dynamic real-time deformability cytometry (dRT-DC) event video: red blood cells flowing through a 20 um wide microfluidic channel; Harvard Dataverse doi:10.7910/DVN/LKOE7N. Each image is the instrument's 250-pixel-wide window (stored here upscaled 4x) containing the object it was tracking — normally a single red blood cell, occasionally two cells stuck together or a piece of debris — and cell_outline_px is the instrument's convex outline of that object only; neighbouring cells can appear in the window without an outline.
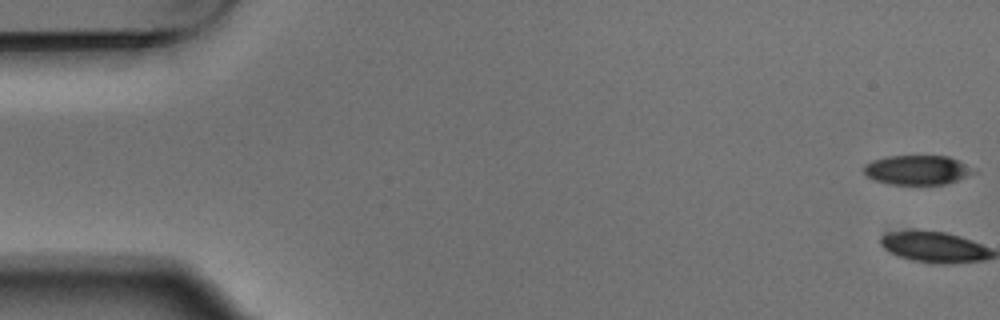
{"species": "Egyptian fruit bat (a non-hibernating species)", "species_latin": "Rousettus aegyptiacus", "temperature_condition": "warm", "stored_images_in_passage": 6, "camera_frame_rate_fps": 3000, "um_per_image_px": 0.085, "animal": {"sex": "male"}, "frame": {"image": 1, "passage_image": 1, "time_ms": 0.0, "image_size_px": [1000, 320], "cell_outline_px": [[976, 172], [956, 180], [944, 184], [888, 184], [872, 180], [864, 172], [864, 164], [872, 160], [888, 156], [948, 156], [960, 160]], "centroid_in_image_um": [77.92, 14.44], "position_along_channel_um": 7.1, "area_um2": 18.73}}
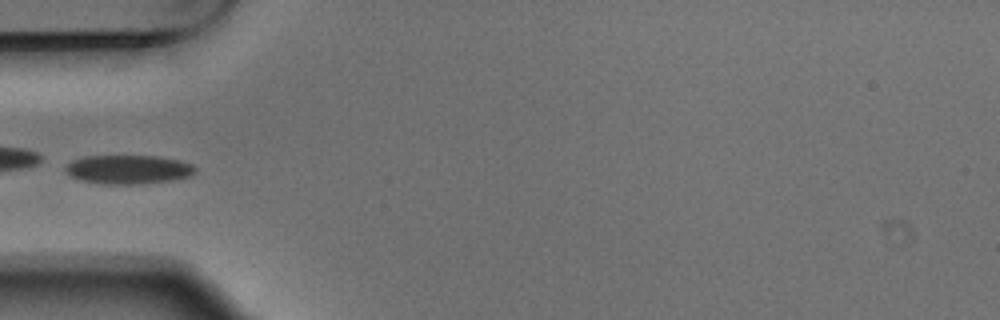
{"frame": {"image": 2, "passage_image": 6, "time_ms": 1.667, "image_size_px": [1000, 320], "cell_outline_px": [[196, 172], [188, 176], [172, 180], [140, 184], [96, 184], [80, 180], [64, 172], [64, 168], [72, 160], [84, 156], [160, 156], [180, 160], [192, 164], [196, 168]], "centroid_in_image_um": [10.89, 14.4], "position_along_channel_um": 74.1, "area_um2": 22.08}}